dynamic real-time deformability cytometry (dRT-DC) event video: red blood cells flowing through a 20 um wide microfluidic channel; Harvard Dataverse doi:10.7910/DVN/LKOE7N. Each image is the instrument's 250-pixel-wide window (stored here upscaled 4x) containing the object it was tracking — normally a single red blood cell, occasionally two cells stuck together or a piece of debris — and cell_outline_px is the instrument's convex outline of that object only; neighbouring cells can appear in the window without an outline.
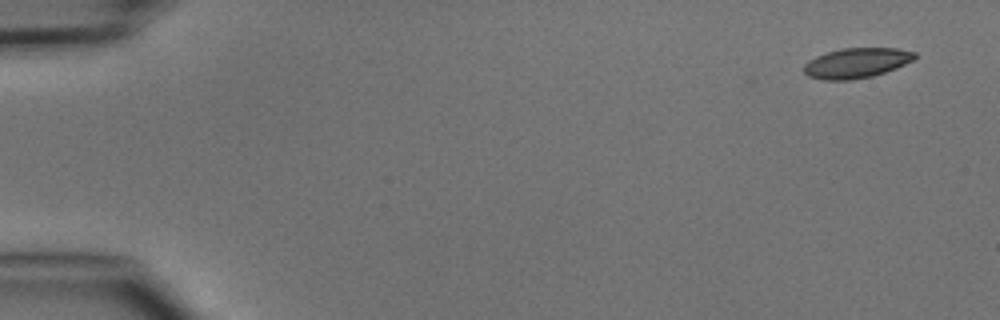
{"species": "common noctule bat (a hibernating species)", "species_latin": "Nyctalus noctula", "temperature_condition": "cold", "stored_images_in_passage": 6, "camera_frame_rate_fps": 3000, "um_per_image_px": 0.085, "animal": {"sex": "male", "body_mass_g": 15.6}, "frame": {"image": 1, "passage_image": 1, "time_ms": 0.0, "image_size_px": [1000, 320], "cell_outline_px": [[916, 56], [912, 60], [896, 68], [872, 76], [848, 80], [824, 80], [808, 76], [804, 72], [804, 64], [808, 60], [816, 56], [828, 52], [844, 48], [896, 48], [916, 52]], "centroid_in_image_um": [72.78, 5.35], "position_along_channel_um": 12.2, "area_um2": 19.25}}
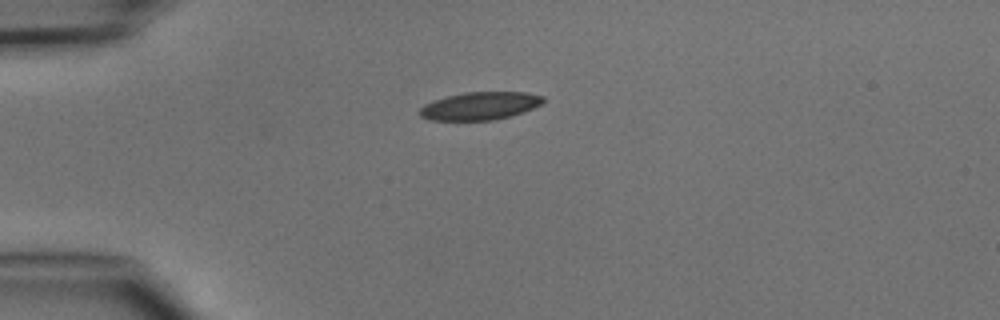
{"frame": {"image": 2, "passage_image": 4, "time_ms": 3.333, "image_size_px": [1000, 320], "cell_outline_px": [[544, 100], [540, 104], [524, 112], [512, 116], [496, 120], [432, 120], [420, 116], [416, 112], [424, 104], [432, 100], [464, 92], [528, 92], [544, 96]], "centroid_in_image_um": [40.78, 9.0], "position_along_channel_um": 44.2, "area_um2": 20.23}}
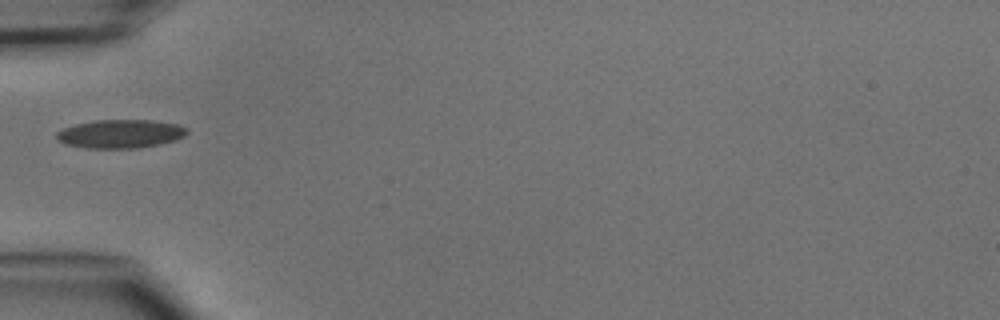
{"frame": {"image": 3, "passage_image": 5, "time_ms": 4.667, "image_size_px": [1000, 320], "cell_outline_px": [[188, 132], [184, 136], [176, 140], [160, 144], [140, 148], [88, 148], [64, 144], [56, 140], [56, 132], [64, 128], [76, 124], [96, 120], [152, 120], [180, 124], [188, 128]], "centroid_in_image_um": [10.26, 11.37], "position_along_channel_um": 74.7, "area_um2": 21.91}}